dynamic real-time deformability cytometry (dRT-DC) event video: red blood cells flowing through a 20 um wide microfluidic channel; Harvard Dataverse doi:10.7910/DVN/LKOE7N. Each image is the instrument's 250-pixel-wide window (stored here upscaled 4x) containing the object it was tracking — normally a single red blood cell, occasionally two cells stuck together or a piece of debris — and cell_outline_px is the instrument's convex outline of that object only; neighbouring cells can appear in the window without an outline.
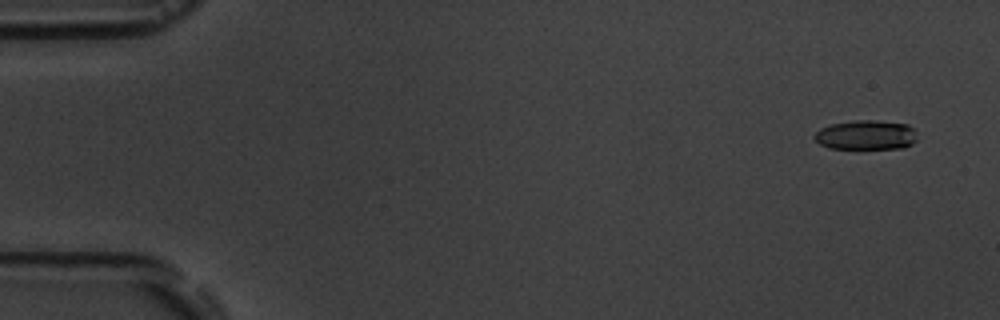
{"species": "common noctule bat (a hibernating species)", "species_latin": "Nyctalus noctula", "temperature_condition": "room temperature", "stored_images_in_passage": 6, "segment_of_instrument_passage": [2, 2], "camera_frame_rate_fps": 3000, "um_per_image_px": 0.085, "animal": {"sex": "male", "body_mass_g": 19.5, "forearm_length_mm": 54.6}, "frame": {"image": 1, "passage_image": 6, "time_ms": 5.667, "image_size_px": [1000, 320], "cell_outline_px": [[916, 140], [912, 144], [904, 148], [828, 148], [820, 144], [812, 136], [820, 128], [832, 124], [852, 120], [876, 120], [908, 124], [916, 128]], "centroid_in_image_um": [73.64, 11.46], "position_along_channel_um": 11.4, "area_um2": 17.86}}